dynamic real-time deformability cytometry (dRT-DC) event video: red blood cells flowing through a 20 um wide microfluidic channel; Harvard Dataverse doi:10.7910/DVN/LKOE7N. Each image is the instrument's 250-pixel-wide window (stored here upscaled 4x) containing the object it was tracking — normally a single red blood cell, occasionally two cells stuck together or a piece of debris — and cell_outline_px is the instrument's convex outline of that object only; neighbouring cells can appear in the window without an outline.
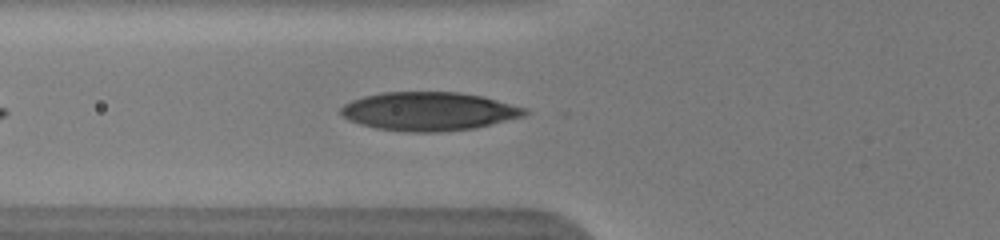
{"species": "human", "species_latin": "Homo sapiens", "temperature_condition": "warm", "stored_images_in_passage": 35, "camera_frame_rate_fps": 3000, "um_per_image_px": 0.085, "donor": {"sex": "male"}, "frame": {"image": 1, "passage_image": 6, "time_ms": 1.667, "image_size_px": [1000, 240], "cell_outline_px": [[528, 112], [524, 116], [476, 128], [440, 132], [412, 132], [376, 128], [360, 124], [348, 120], [340, 112], [340, 108], [344, 104], [352, 100], [364, 96], [384, 92], [460, 92], [484, 96], [528, 108]], "centroid_in_image_um": [36.49, 9.46], "position_along_channel_um": 89.3, "area_um2": 41.5}}
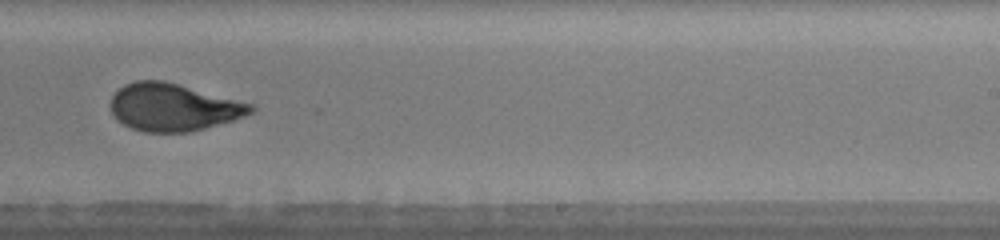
{"frame": {"image": 2, "passage_image": 20, "time_ms": 6.333, "image_size_px": [1000, 240], "cell_outline_px": [[256, 108], [252, 112], [244, 116], [232, 120], [204, 128], [188, 132], [144, 132], [132, 128], [116, 120], [112, 112], [112, 96], [124, 84], [136, 80], [164, 80], [256, 104]], "centroid_in_image_um": [14.76, 9.1], "position_along_channel_um": 274.2, "area_um2": 38.78}, "authors_computed_cell_mechanics": {"area_um2": 39.304, "velocity_mm_per_s": 3.9529, "shape_relaxation_time_tau1_ms": 4.5762, "shape_relaxation_time_tau2_ms": 0.9516, "deformation_change_tau1": 0.1807, "deformation_change_tau2": 0.0669}}